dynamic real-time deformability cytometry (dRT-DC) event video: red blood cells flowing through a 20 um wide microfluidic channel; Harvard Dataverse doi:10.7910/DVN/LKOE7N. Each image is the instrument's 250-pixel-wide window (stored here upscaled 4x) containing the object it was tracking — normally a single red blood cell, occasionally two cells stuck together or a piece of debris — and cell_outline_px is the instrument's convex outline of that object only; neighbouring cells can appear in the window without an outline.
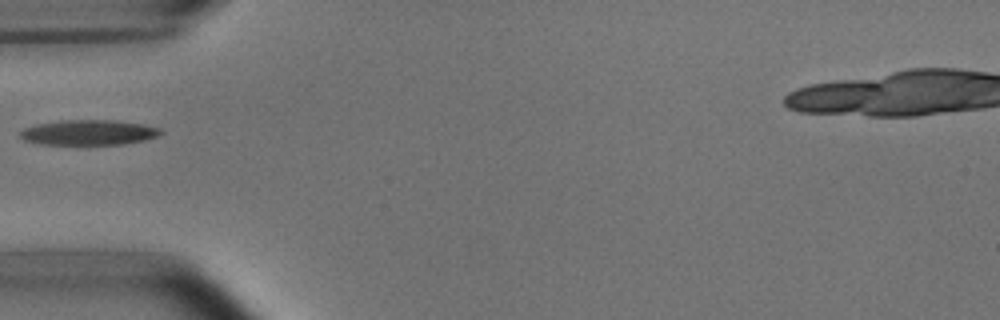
{"species": "common noctule bat (a hibernating species)", "species_latin": "Nyctalus noctula", "temperature_condition": "room temperature", "stored_images_in_passage": 1, "camera_frame_rate_fps": 3000, "um_per_image_px": 0.085, "animal": {"sex": "male", "body_mass_g": 15.6}, "frame": {"image": 1, "passage_image": 1, "time_ms": 0.0, "image_size_px": [1000, 320], "cell_outline_px": [[164, 132], [156, 136], [144, 140], [124, 144], [40, 144], [24, 140], [20, 136], [20, 132], [24, 128], [36, 124], [60, 120], [112, 120], [144, 124], [160, 128]], "centroid_in_image_um": [7.54, 11.25], "position_along_channel_um": 77.5, "area_um2": 20.58}}